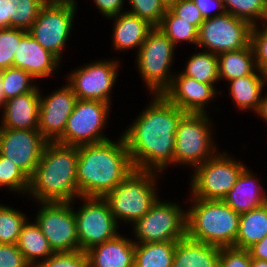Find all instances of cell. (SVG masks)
<instances>
[{
  "instance_id": "2e32d148",
  "label": "cell",
  "mask_w": 267,
  "mask_h": 267,
  "mask_svg": "<svg viewBox=\"0 0 267 267\" xmlns=\"http://www.w3.org/2000/svg\"><path fill=\"white\" fill-rule=\"evenodd\" d=\"M118 61H100L73 71L69 86L77 99L110 103L109 93L118 74Z\"/></svg>"
},
{
  "instance_id": "484cf974",
  "label": "cell",
  "mask_w": 267,
  "mask_h": 267,
  "mask_svg": "<svg viewBox=\"0 0 267 267\" xmlns=\"http://www.w3.org/2000/svg\"><path fill=\"white\" fill-rule=\"evenodd\" d=\"M255 56L251 44L244 49L218 54L219 79L227 81L257 73Z\"/></svg>"
},
{
  "instance_id": "4316f807",
  "label": "cell",
  "mask_w": 267,
  "mask_h": 267,
  "mask_svg": "<svg viewBox=\"0 0 267 267\" xmlns=\"http://www.w3.org/2000/svg\"><path fill=\"white\" fill-rule=\"evenodd\" d=\"M267 235V203L243 213L239 219V231L235 248L247 250Z\"/></svg>"
},
{
  "instance_id": "d6a6232c",
  "label": "cell",
  "mask_w": 267,
  "mask_h": 267,
  "mask_svg": "<svg viewBox=\"0 0 267 267\" xmlns=\"http://www.w3.org/2000/svg\"><path fill=\"white\" fill-rule=\"evenodd\" d=\"M226 13L256 25V19L267 21V0H223Z\"/></svg>"
},
{
  "instance_id": "f35d334b",
  "label": "cell",
  "mask_w": 267,
  "mask_h": 267,
  "mask_svg": "<svg viewBox=\"0 0 267 267\" xmlns=\"http://www.w3.org/2000/svg\"><path fill=\"white\" fill-rule=\"evenodd\" d=\"M35 267H88L87 254L81 250L53 253Z\"/></svg>"
},
{
  "instance_id": "d590c367",
  "label": "cell",
  "mask_w": 267,
  "mask_h": 267,
  "mask_svg": "<svg viewBox=\"0 0 267 267\" xmlns=\"http://www.w3.org/2000/svg\"><path fill=\"white\" fill-rule=\"evenodd\" d=\"M27 33L22 29L0 28V71L12 67L18 44Z\"/></svg>"
},
{
  "instance_id": "83f0119b",
  "label": "cell",
  "mask_w": 267,
  "mask_h": 267,
  "mask_svg": "<svg viewBox=\"0 0 267 267\" xmlns=\"http://www.w3.org/2000/svg\"><path fill=\"white\" fill-rule=\"evenodd\" d=\"M28 223L26 221L22 226L17 247L31 267H35L39 263L35 261L37 258L45 261L54 252L37 223Z\"/></svg>"
},
{
  "instance_id": "603a6c76",
  "label": "cell",
  "mask_w": 267,
  "mask_h": 267,
  "mask_svg": "<svg viewBox=\"0 0 267 267\" xmlns=\"http://www.w3.org/2000/svg\"><path fill=\"white\" fill-rule=\"evenodd\" d=\"M256 181L251 171L245 168L223 201L239 215L266 204L267 194Z\"/></svg>"
},
{
  "instance_id": "7dc6e473",
  "label": "cell",
  "mask_w": 267,
  "mask_h": 267,
  "mask_svg": "<svg viewBox=\"0 0 267 267\" xmlns=\"http://www.w3.org/2000/svg\"><path fill=\"white\" fill-rule=\"evenodd\" d=\"M0 28H7V0H0Z\"/></svg>"
},
{
  "instance_id": "7c38bea8",
  "label": "cell",
  "mask_w": 267,
  "mask_h": 267,
  "mask_svg": "<svg viewBox=\"0 0 267 267\" xmlns=\"http://www.w3.org/2000/svg\"><path fill=\"white\" fill-rule=\"evenodd\" d=\"M85 204L76 211V229L79 250L87 251L91 247L116 238L117 221L108 202L103 197H82Z\"/></svg>"
},
{
  "instance_id": "5b68a950",
  "label": "cell",
  "mask_w": 267,
  "mask_h": 267,
  "mask_svg": "<svg viewBox=\"0 0 267 267\" xmlns=\"http://www.w3.org/2000/svg\"><path fill=\"white\" fill-rule=\"evenodd\" d=\"M155 171L134 170L103 198L116 219L133 222L142 218L157 201Z\"/></svg>"
},
{
  "instance_id": "f907efd6",
  "label": "cell",
  "mask_w": 267,
  "mask_h": 267,
  "mask_svg": "<svg viewBox=\"0 0 267 267\" xmlns=\"http://www.w3.org/2000/svg\"><path fill=\"white\" fill-rule=\"evenodd\" d=\"M4 95H3V86H2V76H1V71H0V107L4 106Z\"/></svg>"
},
{
  "instance_id": "8d00e7d4",
  "label": "cell",
  "mask_w": 267,
  "mask_h": 267,
  "mask_svg": "<svg viewBox=\"0 0 267 267\" xmlns=\"http://www.w3.org/2000/svg\"><path fill=\"white\" fill-rule=\"evenodd\" d=\"M4 185L9 190L28 193L29 177L0 153V186Z\"/></svg>"
},
{
  "instance_id": "ba28073f",
  "label": "cell",
  "mask_w": 267,
  "mask_h": 267,
  "mask_svg": "<svg viewBox=\"0 0 267 267\" xmlns=\"http://www.w3.org/2000/svg\"><path fill=\"white\" fill-rule=\"evenodd\" d=\"M216 154L195 167L191 181L193 198L223 200L246 168L243 163L228 157L227 153Z\"/></svg>"
},
{
  "instance_id": "d4e9b609",
  "label": "cell",
  "mask_w": 267,
  "mask_h": 267,
  "mask_svg": "<svg viewBox=\"0 0 267 267\" xmlns=\"http://www.w3.org/2000/svg\"><path fill=\"white\" fill-rule=\"evenodd\" d=\"M254 73L230 80V94L239 109L257 112L261 102V92L267 82V74L258 70ZM265 82V83H264Z\"/></svg>"
},
{
  "instance_id": "681fc988",
  "label": "cell",
  "mask_w": 267,
  "mask_h": 267,
  "mask_svg": "<svg viewBox=\"0 0 267 267\" xmlns=\"http://www.w3.org/2000/svg\"><path fill=\"white\" fill-rule=\"evenodd\" d=\"M251 267H267V261L251 258Z\"/></svg>"
},
{
  "instance_id": "f6af8a7d",
  "label": "cell",
  "mask_w": 267,
  "mask_h": 267,
  "mask_svg": "<svg viewBox=\"0 0 267 267\" xmlns=\"http://www.w3.org/2000/svg\"><path fill=\"white\" fill-rule=\"evenodd\" d=\"M124 0H94L97 9L103 14V16L111 18L121 14V8H123Z\"/></svg>"
},
{
  "instance_id": "cb8c5ba5",
  "label": "cell",
  "mask_w": 267,
  "mask_h": 267,
  "mask_svg": "<svg viewBox=\"0 0 267 267\" xmlns=\"http://www.w3.org/2000/svg\"><path fill=\"white\" fill-rule=\"evenodd\" d=\"M111 18H116L114 19L113 46L120 51L133 47H137L139 51L147 34L154 28L146 20L127 11Z\"/></svg>"
},
{
  "instance_id": "ee69618b",
  "label": "cell",
  "mask_w": 267,
  "mask_h": 267,
  "mask_svg": "<svg viewBox=\"0 0 267 267\" xmlns=\"http://www.w3.org/2000/svg\"><path fill=\"white\" fill-rule=\"evenodd\" d=\"M193 2L201 11L204 19L220 16L226 13L223 0H193ZM214 7H216V9L218 8L220 12L218 11V13L212 15L211 11L214 9Z\"/></svg>"
},
{
  "instance_id": "ac0fdd59",
  "label": "cell",
  "mask_w": 267,
  "mask_h": 267,
  "mask_svg": "<svg viewBox=\"0 0 267 267\" xmlns=\"http://www.w3.org/2000/svg\"><path fill=\"white\" fill-rule=\"evenodd\" d=\"M215 94L214 85L198 82L182 73L174 76L171 86L163 93L172 104L185 113H206V103L214 98Z\"/></svg>"
},
{
  "instance_id": "7402d4cb",
  "label": "cell",
  "mask_w": 267,
  "mask_h": 267,
  "mask_svg": "<svg viewBox=\"0 0 267 267\" xmlns=\"http://www.w3.org/2000/svg\"><path fill=\"white\" fill-rule=\"evenodd\" d=\"M220 248L185 236L176 242L172 267H221Z\"/></svg>"
},
{
  "instance_id": "8992f818",
  "label": "cell",
  "mask_w": 267,
  "mask_h": 267,
  "mask_svg": "<svg viewBox=\"0 0 267 267\" xmlns=\"http://www.w3.org/2000/svg\"><path fill=\"white\" fill-rule=\"evenodd\" d=\"M175 47L158 27H154L137 52L139 72L146 86L154 94H163L173 82L174 77L169 71V66Z\"/></svg>"
},
{
  "instance_id": "6da1fadb",
  "label": "cell",
  "mask_w": 267,
  "mask_h": 267,
  "mask_svg": "<svg viewBox=\"0 0 267 267\" xmlns=\"http://www.w3.org/2000/svg\"><path fill=\"white\" fill-rule=\"evenodd\" d=\"M184 114L163 94H154L148 108L123 134L134 169L163 172L168 163H174L175 134Z\"/></svg>"
},
{
  "instance_id": "5bb4252c",
  "label": "cell",
  "mask_w": 267,
  "mask_h": 267,
  "mask_svg": "<svg viewBox=\"0 0 267 267\" xmlns=\"http://www.w3.org/2000/svg\"><path fill=\"white\" fill-rule=\"evenodd\" d=\"M41 205L35 222L47 238L53 252L79 250L76 216L71 202H42Z\"/></svg>"
},
{
  "instance_id": "bcb514c9",
  "label": "cell",
  "mask_w": 267,
  "mask_h": 267,
  "mask_svg": "<svg viewBox=\"0 0 267 267\" xmlns=\"http://www.w3.org/2000/svg\"><path fill=\"white\" fill-rule=\"evenodd\" d=\"M247 250L251 258L267 261V235L261 241L253 244Z\"/></svg>"
},
{
  "instance_id": "9c48e42d",
  "label": "cell",
  "mask_w": 267,
  "mask_h": 267,
  "mask_svg": "<svg viewBox=\"0 0 267 267\" xmlns=\"http://www.w3.org/2000/svg\"><path fill=\"white\" fill-rule=\"evenodd\" d=\"M75 4V0L47 2L28 30V33L59 61L73 26Z\"/></svg>"
},
{
  "instance_id": "74e56055",
  "label": "cell",
  "mask_w": 267,
  "mask_h": 267,
  "mask_svg": "<svg viewBox=\"0 0 267 267\" xmlns=\"http://www.w3.org/2000/svg\"><path fill=\"white\" fill-rule=\"evenodd\" d=\"M132 10L127 12L146 20L153 27H158L167 8L161 0H128Z\"/></svg>"
},
{
  "instance_id": "816d5d0a",
  "label": "cell",
  "mask_w": 267,
  "mask_h": 267,
  "mask_svg": "<svg viewBox=\"0 0 267 267\" xmlns=\"http://www.w3.org/2000/svg\"><path fill=\"white\" fill-rule=\"evenodd\" d=\"M180 0H161L166 8H170L173 4H176Z\"/></svg>"
},
{
  "instance_id": "52a82bcc",
  "label": "cell",
  "mask_w": 267,
  "mask_h": 267,
  "mask_svg": "<svg viewBox=\"0 0 267 267\" xmlns=\"http://www.w3.org/2000/svg\"><path fill=\"white\" fill-rule=\"evenodd\" d=\"M208 125L206 113H185L181 117L175 134V164L196 167L216 155Z\"/></svg>"
},
{
  "instance_id": "60d3db41",
  "label": "cell",
  "mask_w": 267,
  "mask_h": 267,
  "mask_svg": "<svg viewBox=\"0 0 267 267\" xmlns=\"http://www.w3.org/2000/svg\"><path fill=\"white\" fill-rule=\"evenodd\" d=\"M176 16L192 24L197 30L205 21L193 0H180L169 8Z\"/></svg>"
},
{
  "instance_id": "836d02e7",
  "label": "cell",
  "mask_w": 267,
  "mask_h": 267,
  "mask_svg": "<svg viewBox=\"0 0 267 267\" xmlns=\"http://www.w3.org/2000/svg\"><path fill=\"white\" fill-rule=\"evenodd\" d=\"M1 76L4 101L31 92L36 88L35 84H30L34 78L20 68L9 67L1 71Z\"/></svg>"
},
{
  "instance_id": "7a4b0ae2",
  "label": "cell",
  "mask_w": 267,
  "mask_h": 267,
  "mask_svg": "<svg viewBox=\"0 0 267 267\" xmlns=\"http://www.w3.org/2000/svg\"><path fill=\"white\" fill-rule=\"evenodd\" d=\"M117 143V144H116ZM78 146L77 186L80 197H104L135 169L123 135Z\"/></svg>"
},
{
  "instance_id": "f1b7e54d",
  "label": "cell",
  "mask_w": 267,
  "mask_h": 267,
  "mask_svg": "<svg viewBox=\"0 0 267 267\" xmlns=\"http://www.w3.org/2000/svg\"><path fill=\"white\" fill-rule=\"evenodd\" d=\"M176 242L135 244L134 267H172Z\"/></svg>"
},
{
  "instance_id": "b9f144b4",
  "label": "cell",
  "mask_w": 267,
  "mask_h": 267,
  "mask_svg": "<svg viewBox=\"0 0 267 267\" xmlns=\"http://www.w3.org/2000/svg\"><path fill=\"white\" fill-rule=\"evenodd\" d=\"M221 267H251L248 250L235 247L220 248Z\"/></svg>"
},
{
  "instance_id": "4fadbf2b",
  "label": "cell",
  "mask_w": 267,
  "mask_h": 267,
  "mask_svg": "<svg viewBox=\"0 0 267 267\" xmlns=\"http://www.w3.org/2000/svg\"><path fill=\"white\" fill-rule=\"evenodd\" d=\"M252 26L245 20L230 13L207 18L198 30L197 46L208 48L205 51L220 54L244 49L250 44Z\"/></svg>"
},
{
  "instance_id": "4dcf8cb0",
  "label": "cell",
  "mask_w": 267,
  "mask_h": 267,
  "mask_svg": "<svg viewBox=\"0 0 267 267\" xmlns=\"http://www.w3.org/2000/svg\"><path fill=\"white\" fill-rule=\"evenodd\" d=\"M182 74L198 82L214 85L217 81H220L218 55L208 51L193 54Z\"/></svg>"
},
{
  "instance_id": "c3c4849f",
  "label": "cell",
  "mask_w": 267,
  "mask_h": 267,
  "mask_svg": "<svg viewBox=\"0 0 267 267\" xmlns=\"http://www.w3.org/2000/svg\"><path fill=\"white\" fill-rule=\"evenodd\" d=\"M256 113L261 115V117L264 118L265 121H267V95L261 98V102Z\"/></svg>"
},
{
  "instance_id": "9a60e30c",
  "label": "cell",
  "mask_w": 267,
  "mask_h": 267,
  "mask_svg": "<svg viewBox=\"0 0 267 267\" xmlns=\"http://www.w3.org/2000/svg\"><path fill=\"white\" fill-rule=\"evenodd\" d=\"M47 142L38 130L0 127V153L29 178L33 175Z\"/></svg>"
},
{
  "instance_id": "3957f363",
  "label": "cell",
  "mask_w": 267,
  "mask_h": 267,
  "mask_svg": "<svg viewBox=\"0 0 267 267\" xmlns=\"http://www.w3.org/2000/svg\"><path fill=\"white\" fill-rule=\"evenodd\" d=\"M78 146L47 142L41 159L29 178L28 193L37 202H71L77 186Z\"/></svg>"
},
{
  "instance_id": "7bdbcfd3",
  "label": "cell",
  "mask_w": 267,
  "mask_h": 267,
  "mask_svg": "<svg viewBox=\"0 0 267 267\" xmlns=\"http://www.w3.org/2000/svg\"><path fill=\"white\" fill-rule=\"evenodd\" d=\"M0 267H31L17 244H0Z\"/></svg>"
},
{
  "instance_id": "ab89813d",
  "label": "cell",
  "mask_w": 267,
  "mask_h": 267,
  "mask_svg": "<svg viewBox=\"0 0 267 267\" xmlns=\"http://www.w3.org/2000/svg\"><path fill=\"white\" fill-rule=\"evenodd\" d=\"M263 25L265 27L260 31L256 25L252 26L250 44L254 52L257 69L267 74V25L265 23Z\"/></svg>"
},
{
  "instance_id": "f546056e",
  "label": "cell",
  "mask_w": 267,
  "mask_h": 267,
  "mask_svg": "<svg viewBox=\"0 0 267 267\" xmlns=\"http://www.w3.org/2000/svg\"><path fill=\"white\" fill-rule=\"evenodd\" d=\"M47 0H7V28L28 31Z\"/></svg>"
},
{
  "instance_id": "277c9868",
  "label": "cell",
  "mask_w": 267,
  "mask_h": 267,
  "mask_svg": "<svg viewBox=\"0 0 267 267\" xmlns=\"http://www.w3.org/2000/svg\"><path fill=\"white\" fill-rule=\"evenodd\" d=\"M192 199L186 211V236L218 247H235L240 215L223 200Z\"/></svg>"
},
{
  "instance_id": "30bf717a",
  "label": "cell",
  "mask_w": 267,
  "mask_h": 267,
  "mask_svg": "<svg viewBox=\"0 0 267 267\" xmlns=\"http://www.w3.org/2000/svg\"><path fill=\"white\" fill-rule=\"evenodd\" d=\"M134 224L135 244L178 241L186 236V213L179 205L159 198Z\"/></svg>"
},
{
  "instance_id": "f5cc1de1",
  "label": "cell",
  "mask_w": 267,
  "mask_h": 267,
  "mask_svg": "<svg viewBox=\"0 0 267 267\" xmlns=\"http://www.w3.org/2000/svg\"><path fill=\"white\" fill-rule=\"evenodd\" d=\"M49 1H68V0H47V2Z\"/></svg>"
},
{
  "instance_id": "e575fe53",
  "label": "cell",
  "mask_w": 267,
  "mask_h": 267,
  "mask_svg": "<svg viewBox=\"0 0 267 267\" xmlns=\"http://www.w3.org/2000/svg\"><path fill=\"white\" fill-rule=\"evenodd\" d=\"M26 220L18 210L0 204V244H17Z\"/></svg>"
},
{
  "instance_id": "8fae6325",
  "label": "cell",
  "mask_w": 267,
  "mask_h": 267,
  "mask_svg": "<svg viewBox=\"0 0 267 267\" xmlns=\"http://www.w3.org/2000/svg\"><path fill=\"white\" fill-rule=\"evenodd\" d=\"M109 111V103L77 99L73 112L67 120L64 134L56 142L80 146L110 140L102 133Z\"/></svg>"
},
{
  "instance_id": "1f68e13d",
  "label": "cell",
  "mask_w": 267,
  "mask_h": 267,
  "mask_svg": "<svg viewBox=\"0 0 267 267\" xmlns=\"http://www.w3.org/2000/svg\"><path fill=\"white\" fill-rule=\"evenodd\" d=\"M158 28L171 40L174 46L182 41L193 44L198 42V30L189 22L176 16L169 8H167Z\"/></svg>"
},
{
  "instance_id": "44dd1931",
  "label": "cell",
  "mask_w": 267,
  "mask_h": 267,
  "mask_svg": "<svg viewBox=\"0 0 267 267\" xmlns=\"http://www.w3.org/2000/svg\"><path fill=\"white\" fill-rule=\"evenodd\" d=\"M135 241L120 234L86 251L88 267H134Z\"/></svg>"
},
{
  "instance_id": "ffe728a7",
  "label": "cell",
  "mask_w": 267,
  "mask_h": 267,
  "mask_svg": "<svg viewBox=\"0 0 267 267\" xmlns=\"http://www.w3.org/2000/svg\"><path fill=\"white\" fill-rule=\"evenodd\" d=\"M39 88L5 101L1 128L38 130Z\"/></svg>"
},
{
  "instance_id": "e0dca14e",
  "label": "cell",
  "mask_w": 267,
  "mask_h": 267,
  "mask_svg": "<svg viewBox=\"0 0 267 267\" xmlns=\"http://www.w3.org/2000/svg\"><path fill=\"white\" fill-rule=\"evenodd\" d=\"M76 101L77 97L69 85L45 98L40 96L38 131L48 142H56L64 134Z\"/></svg>"
},
{
  "instance_id": "d6986e66",
  "label": "cell",
  "mask_w": 267,
  "mask_h": 267,
  "mask_svg": "<svg viewBox=\"0 0 267 267\" xmlns=\"http://www.w3.org/2000/svg\"><path fill=\"white\" fill-rule=\"evenodd\" d=\"M59 62L27 33L18 44L12 67L22 69L36 79L50 76L59 66Z\"/></svg>"
}]
</instances>
